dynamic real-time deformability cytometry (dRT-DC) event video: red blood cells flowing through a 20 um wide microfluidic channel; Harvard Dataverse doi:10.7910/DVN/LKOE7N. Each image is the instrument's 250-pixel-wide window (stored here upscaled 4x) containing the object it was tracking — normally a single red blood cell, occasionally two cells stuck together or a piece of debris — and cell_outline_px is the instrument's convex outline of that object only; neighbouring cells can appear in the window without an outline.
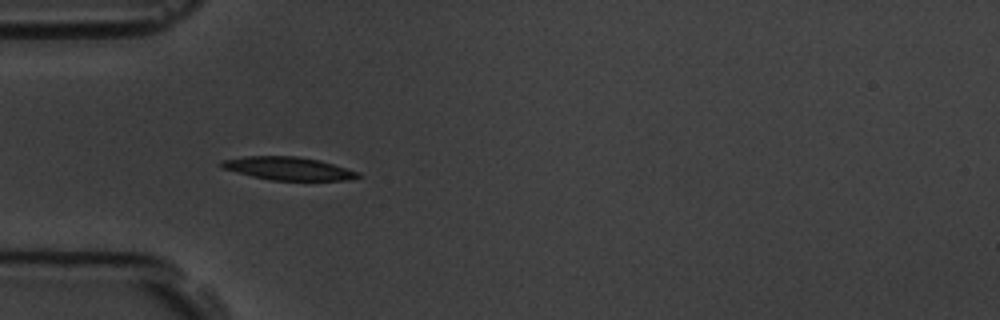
{"species": "common noctule bat (a hibernating species)", "species_latin": "Nyctalus noctula", "temperature_condition": "room temperature", "stored_images_in_passage": 6, "camera_frame_rate_fps": 3000, "um_per_image_px": 0.085, "animal": {"sex": "male", "body_mass_g": 19.5, "forearm_length_mm": 54.6}, "frame": {"image": 1, "passage_image": 1, "time_ms": 0.0, "image_size_px": [1000, 320], "cell_outline_px": [[364, 176], [348, 180], [272, 180], [252, 176], [224, 168], [220, 164], [224, 160], [244, 156], [300, 156], [320, 160], [360, 172]], "centroid_in_image_um": [24.59, 14.32], "position_along_channel_um": 60.4, "area_um2": 18.26}}
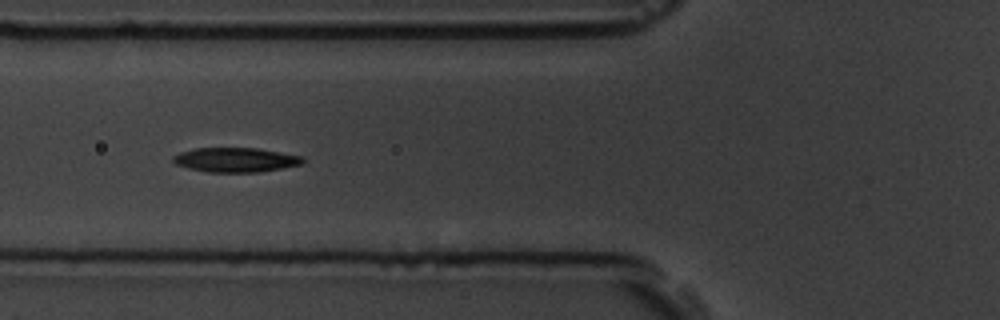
{"frame": {"image": 2, "passage_image": 2, "time_ms": 1.333, "image_size_px": [1000, 320], "cell_outline_px": [[304, 164], [260, 172], [208, 172], [188, 168], [176, 164], [172, 160], [172, 156], [180, 152], [196, 148], [260, 148], [304, 156]], "centroid_in_image_um": [20.07, 13.58], "position_along_channel_um": 105.7, "area_um2": 18.67}}
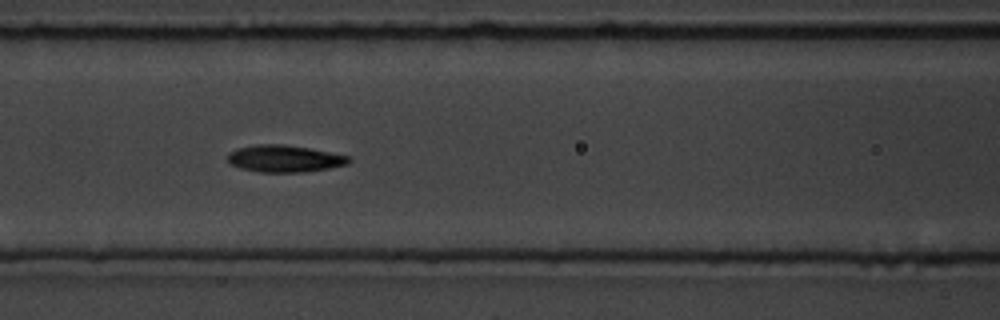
{"frame": {"image": 3, "passage_image": 3, "time_ms": 2.333, "image_size_px": [1000, 320], "cell_outline_px": [[352, 160], [348, 164], [328, 168], [304, 172], [260, 172], [240, 168], [228, 164], [228, 152], [236, 148], [256, 144], [284, 144], [308, 148], [352, 156]], "centroid_in_image_um": [24.17, 13.48], "position_along_channel_um": 142.4, "area_um2": 19.25}}